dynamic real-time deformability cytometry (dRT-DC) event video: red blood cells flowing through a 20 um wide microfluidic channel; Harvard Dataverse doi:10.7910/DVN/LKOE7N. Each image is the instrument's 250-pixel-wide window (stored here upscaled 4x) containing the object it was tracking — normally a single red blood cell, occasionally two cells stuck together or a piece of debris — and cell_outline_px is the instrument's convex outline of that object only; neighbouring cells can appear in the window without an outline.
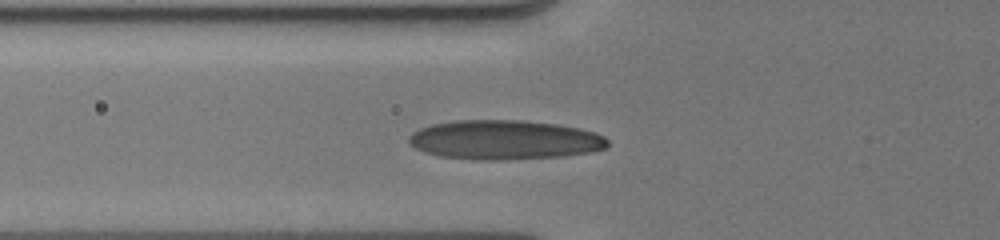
{"species": "human", "species_latin": "Homo sapiens", "temperature_condition": "cold", "stored_images_in_passage": 6, "camera_frame_rate_fps": 3000, "um_per_image_px": 0.085, "donor": {"sex": "male"}, "frame": {"image": 1, "passage_image": 2, "time_ms": 0.667, "image_size_px": [1000, 240], "cell_outline_px": [[608, 148], [592, 152], [564, 156], [504, 160], [480, 160], [440, 156], [424, 152], [416, 148], [408, 140], [408, 136], [412, 132], [420, 128], [432, 124], [456, 120], [520, 120], [556, 124], [580, 128], [596, 132], [604, 136], [608, 140]], "centroid_in_image_um": [42.92, 11.89], "position_along_channel_um": 82.9, "area_um2": 45.89}}
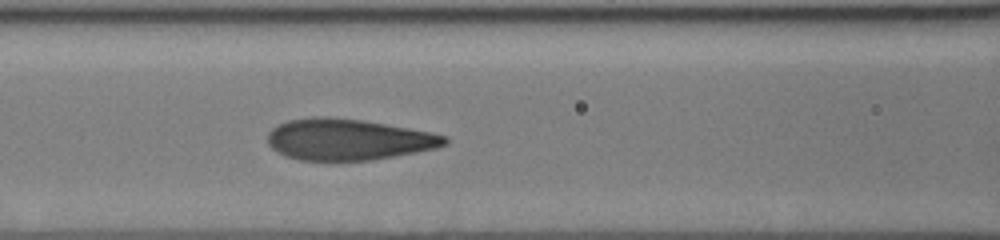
{"frame": {"image": 2, "passage_image": 4, "time_ms": 2.0, "image_size_px": [1000, 240], "cell_outline_px": [[448, 144], [436, 148], [396, 156], [372, 160], [300, 160], [284, 156], [272, 148], [268, 144], [268, 132], [276, 124], [288, 120], [312, 116], [328, 116], [360, 120], [432, 132], [448, 136]], "centroid_in_image_um": [29.58, 11.85], "position_along_channel_um": 137.0, "area_um2": 42.71}}
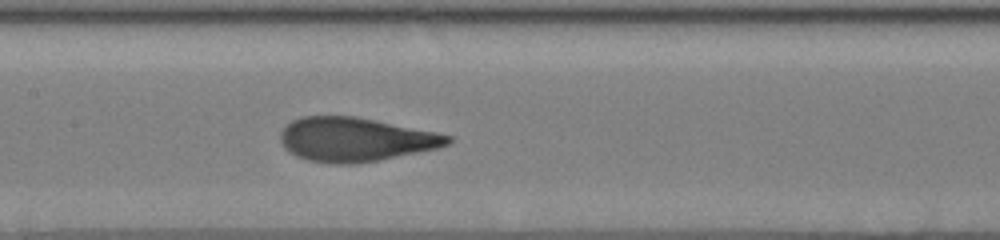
{"frame": {"image": 3, "passage_image": 6, "time_ms": 3.0, "image_size_px": [1000, 240], "cell_outline_px": [[452, 140], [448, 144], [440, 148], [380, 160], [356, 164], [332, 164], [308, 160], [296, 156], [288, 152], [284, 148], [280, 140], [280, 132], [292, 120], [300, 116], [356, 116], [436, 132], [452, 136]], "centroid_in_image_um": [30.2, 11.86], "position_along_channel_um": 177.2, "area_um2": 43.18}}